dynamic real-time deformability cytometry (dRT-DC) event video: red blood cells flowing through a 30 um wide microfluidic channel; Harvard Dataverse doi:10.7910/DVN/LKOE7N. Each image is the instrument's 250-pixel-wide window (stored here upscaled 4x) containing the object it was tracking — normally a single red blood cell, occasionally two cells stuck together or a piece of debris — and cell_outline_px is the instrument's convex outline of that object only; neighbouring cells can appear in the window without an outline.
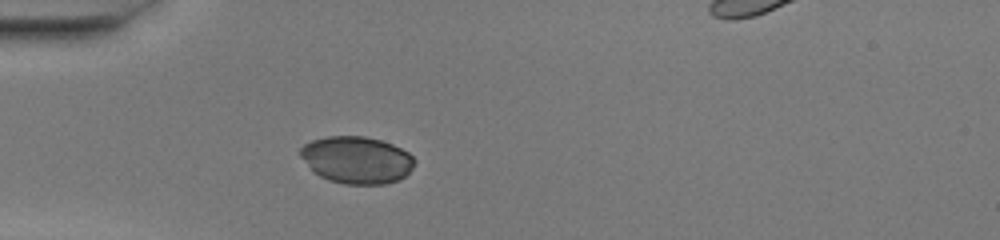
{"species": "common noctule bat (a hibernating species)", "species_latin": "Nyctalus noctula", "temperature_condition": "warm", "stored_images_in_passage": 28, "camera_frame_rate_fps": 3000, "um_per_image_px": 0.085, "animal": {"sex": "female", "body_mass_g": 20.0, "forearm_length_mm": 54.0}, "frame": {"image": 1, "passage_image": 1, "time_ms": 0.0, "image_size_px": [1000, 240], "cell_outline_px": [[416, 160], [412, 168], [400, 180], [384, 184], [344, 184], [328, 180], [312, 172], [300, 156], [300, 148], [304, 144], [312, 140], [328, 136], [364, 136], [380, 140], [392, 144], [408, 152]], "centroid_in_image_um": [30.3, 13.6], "position_along_channel_um": 54.7, "area_um2": 31.5}}
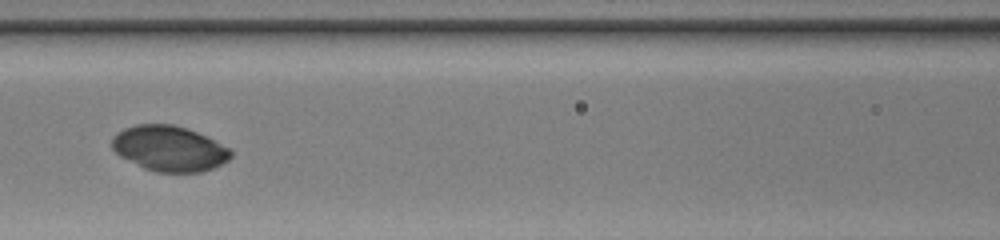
{"frame": {"image": 2, "passage_image": 9, "time_ms": 2.667, "image_size_px": [1000, 240], "cell_outline_px": [[232, 156], [228, 160], [212, 168], [200, 172], [156, 172], [144, 168], [120, 156], [112, 148], [112, 136], [116, 132], [124, 128], [136, 124], [172, 124], [196, 132], [228, 148], [232, 152]], "centroid_in_image_um": [14.34, 12.62], "position_along_channel_um": 152.3, "area_um2": 31.1}}
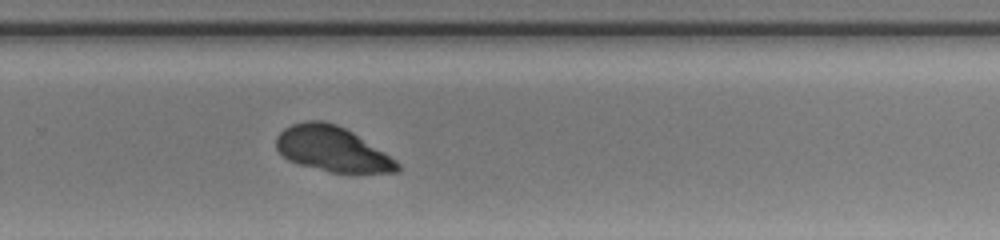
{"frame": {"image": 3, "passage_image": 20, "time_ms": 6.333, "image_size_px": [1000, 240], "cell_outline_px": [[400, 172], [332, 172], [300, 164], [288, 160], [276, 148], [276, 136], [284, 128], [292, 124], [304, 120], [324, 120], [336, 124], [352, 132], [396, 160], [400, 164]], "centroid_in_image_um": [28.21, 12.65], "position_along_channel_um": 301.6, "area_um2": 31.44}}